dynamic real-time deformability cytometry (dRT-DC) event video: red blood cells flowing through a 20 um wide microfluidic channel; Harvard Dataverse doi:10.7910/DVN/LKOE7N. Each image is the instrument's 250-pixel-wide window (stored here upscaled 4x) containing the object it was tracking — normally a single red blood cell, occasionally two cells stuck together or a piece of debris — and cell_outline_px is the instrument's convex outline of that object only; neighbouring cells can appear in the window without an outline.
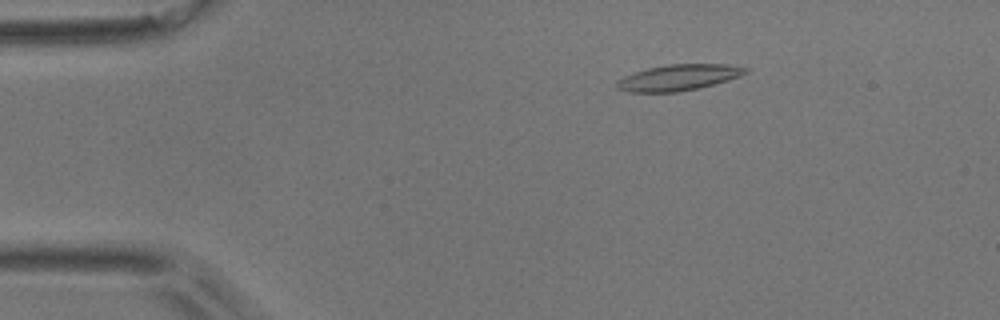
{"species": "common noctule bat (a hibernating species)", "species_latin": "Nyctalus noctula", "temperature_condition": "room temperature", "stored_images_in_passage": 4, "camera_frame_rate_fps": 3000, "um_per_image_px": 0.085, "animal": {"sex": "male", "body_mass_g": 17.9}, "frame": {"image": 1, "passage_image": 4, "time_ms": 1.0, "image_size_px": [1000, 320], "cell_outline_px": [[748, 72], [740, 76], [728, 80], [700, 88], [676, 92], [628, 92], [616, 88], [616, 80], [624, 76], [648, 68], [668, 64], [728, 64], [748, 68]], "centroid_in_image_um": [57.67, 6.59], "position_along_channel_um": 27.3, "area_um2": 19.54}}